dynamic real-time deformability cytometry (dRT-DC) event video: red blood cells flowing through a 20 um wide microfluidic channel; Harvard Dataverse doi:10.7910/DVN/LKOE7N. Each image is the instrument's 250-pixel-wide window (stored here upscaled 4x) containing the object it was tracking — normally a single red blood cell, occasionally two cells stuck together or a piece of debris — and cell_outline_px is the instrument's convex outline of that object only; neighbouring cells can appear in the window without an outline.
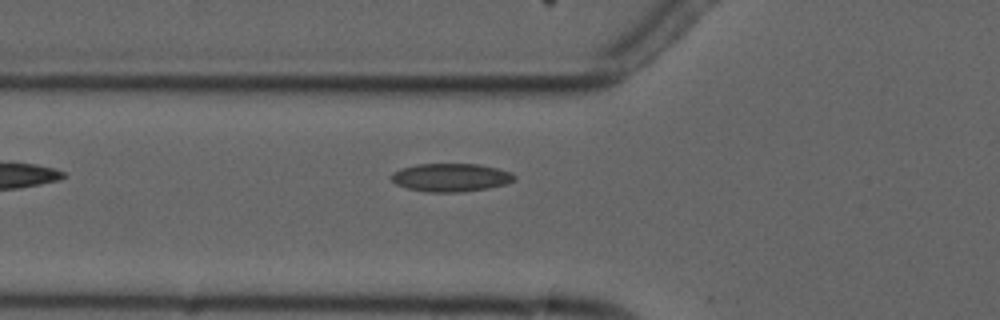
{"species": "common noctule bat (a hibernating species)", "species_latin": "Nyctalus noctula", "temperature_condition": "cold", "stored_images_in_passage": 5, "camera_frame_rate_fps": 3000, "um_per_image_px": 0.085, "animal": {"sex": "male", "forearm_length_mm": 52.5}, "frame": {"image": 1, "passage_image": 5, "time_ms": 5.333, "image_size_px": [1000, 320], "cell_outline_px": [[516, 180], [504, 184], [488, 188], [460, 192], [428, 192], [408, 188], [396, 184], [388, 176], [392, 172], [400, 168], [416, 164], [480, 164], [512, 172], [516, 176]], "centroid_in_image_um": [38.3, 15.08], "position_along_channel_um": 87.5, "area_um2": 20.35}}